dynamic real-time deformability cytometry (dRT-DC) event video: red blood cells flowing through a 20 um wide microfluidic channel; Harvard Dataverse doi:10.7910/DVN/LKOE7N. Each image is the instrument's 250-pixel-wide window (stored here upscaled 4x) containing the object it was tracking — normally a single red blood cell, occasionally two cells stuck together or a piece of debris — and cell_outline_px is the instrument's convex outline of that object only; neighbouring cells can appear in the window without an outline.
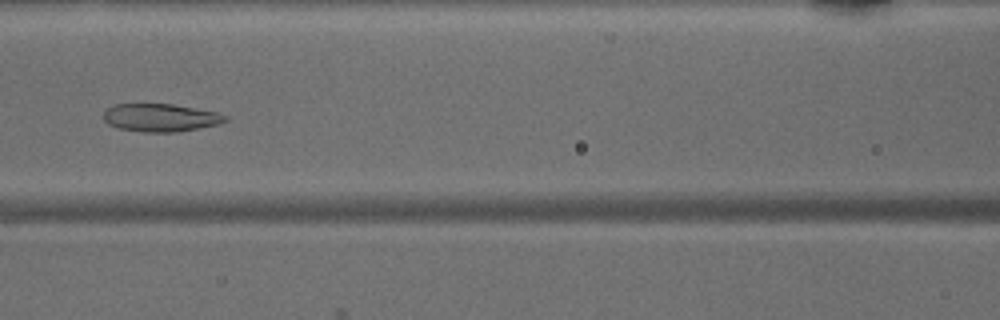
{"species": "common noctule bat (a hibernating species)", "species_latin": "Nyctalus noctula", "temperature_condition": "warm", "stored_images_in_passage": 33, "camera_frame_rate_fps": 3000, "um_per_image_px": 0.085, "animal": {"sex": "male", "body_mass_g": 15.6}, "frame": {"image": 1, "passage_image": 7, "time_ms": 2.0, "image_size_px": [1000, 320], "cell_outline_px": [[228, 120], [216, 124], [200, 128], [176, 132], [144, 132], [120, 128], [108, 124], [104, 120], [104, 112], [112, 104], [172, 104], [216, 112], [228, 116]], "centroid_in_image_um": [13.64, 10.0], "position_along_channel_um": 153.0, "area_um2": 19.65}}
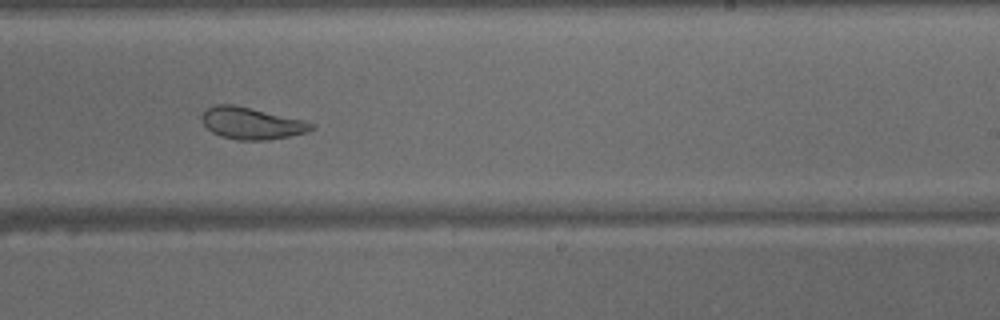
{"frame": {"image": 2, "passage_image": 15, "time_ms": 4.667, "image_size_px": [1000, 320], "cell_outline_px": [[316, 128], [308, 132], [268, 140], [236, 140], [220, 136], [212, 132], [204, 124], [200, 116], [208, 108], [216, 104], [232, 104], [304, 120], [316, 124]], "centroid_in_image_um": [21.4, 10.49], "position_along_channel_um": 267.6, "area_um2": 20.29}}
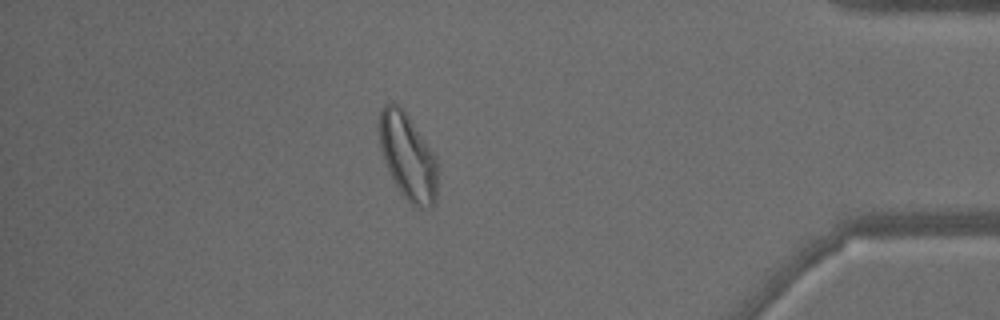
{"frame": {"image": 3, "passage_image": 27, "time_ms": 8.667, "image_size_px": [1000, 320], "cell_outline_px": [[436, 204], [432, 208], [416, 208], [400, 192], [384, 160], [380, 148], [380, 108], [384, 104], [392, 100], [404, 108], [436, 156]], "centroid_in_image_um": [34.67, 13.28], "position_along_channel_um": 400.5, "area_um2": 29.42}}